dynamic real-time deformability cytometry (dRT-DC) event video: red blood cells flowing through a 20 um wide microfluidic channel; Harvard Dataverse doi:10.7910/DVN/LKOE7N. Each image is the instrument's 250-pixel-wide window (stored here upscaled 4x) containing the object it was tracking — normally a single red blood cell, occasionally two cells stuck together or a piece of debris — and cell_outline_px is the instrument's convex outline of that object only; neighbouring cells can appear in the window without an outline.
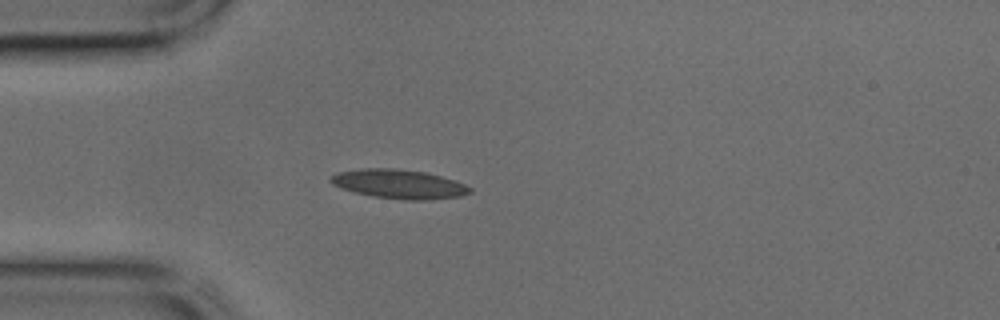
{"species": "common noctule bat (a hibernating species)", "species_latin": "Nyctalus noctula", "temperature_condition": "cold", "stored_images_in_passage": 33, "camera_frame_rate_fps": 3000, "um_per_image_px": 0.085, "animal": {"sex": "male", "body_mass_g": 17.9, "forearm_length_mm": 54.2}, "frame": {"image": 1, "passage_image": 1, "time_ms": 0.0, "image_size_px": [1000, 320], "cell_outline_px": [[472, 192], [460, 196], [428, 200], [404, 200], [372, 196], [356, 192], [332, 184], [328, 180], [336, 172], [360, 168], [392, 168], [428, 172], [456, 180], [472, 188]], "centroid_in_image_um": [33.94, 15.63], "position_along_channel_um": 51.1, "area_um2": 23.76}}
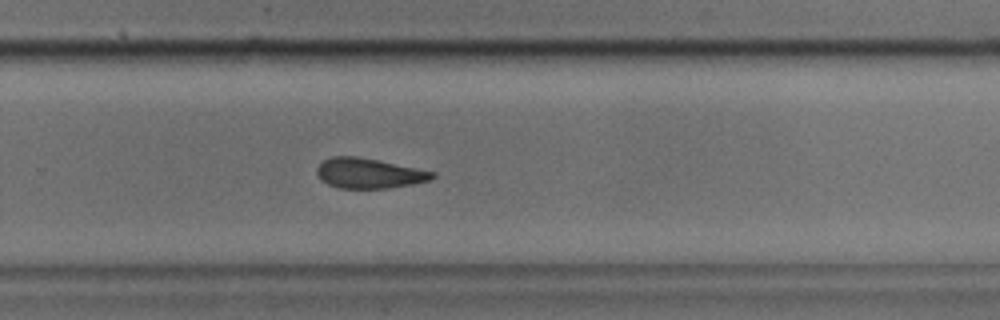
{"frame": {"image": 2, "passage_image": 18, "time_ms": 5.667, "image_size_px": [1000, 320], "cell_outline_px": [[436, 176], [432, 180], [412, 184], [388, 188], [340, 188], [328, 184], [316, 172], [316, 168], [324, 160], [332, 156], [356, 156], [436, 172]], "centroid_in_image_um": [31.39, 14.73], "position_along_channel_um": 298.4, "area_um2": 20.0}}
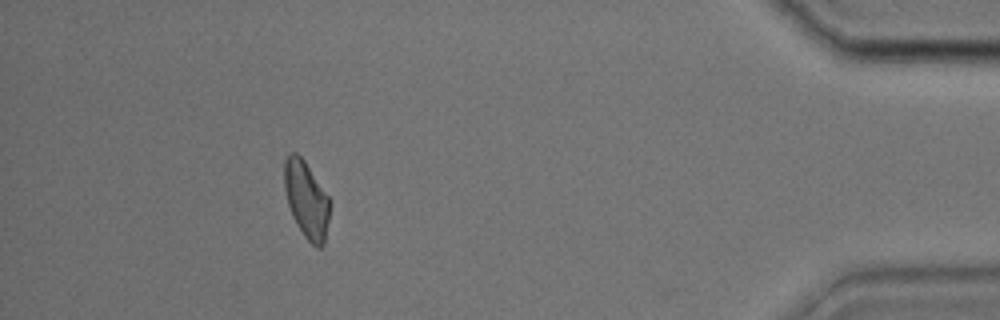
{"frame": {"image": 3, "passage_image": 29, "time_ms": 9.333, "image_size_px": [1000, 320], "cell_outline_px": [[328, 220], [324, 244], [320, 248], [316, 248], [304, 236], [296, 224], [292, 216], [288, 204], [284, 188], [284, 160], [288, 152], [296, 152], [304, 160], [328, 196]], "centroid_in_image_um": [26.0, 16.95], "position_along_channel_um": 409.2, "area_um2": 20.17}}